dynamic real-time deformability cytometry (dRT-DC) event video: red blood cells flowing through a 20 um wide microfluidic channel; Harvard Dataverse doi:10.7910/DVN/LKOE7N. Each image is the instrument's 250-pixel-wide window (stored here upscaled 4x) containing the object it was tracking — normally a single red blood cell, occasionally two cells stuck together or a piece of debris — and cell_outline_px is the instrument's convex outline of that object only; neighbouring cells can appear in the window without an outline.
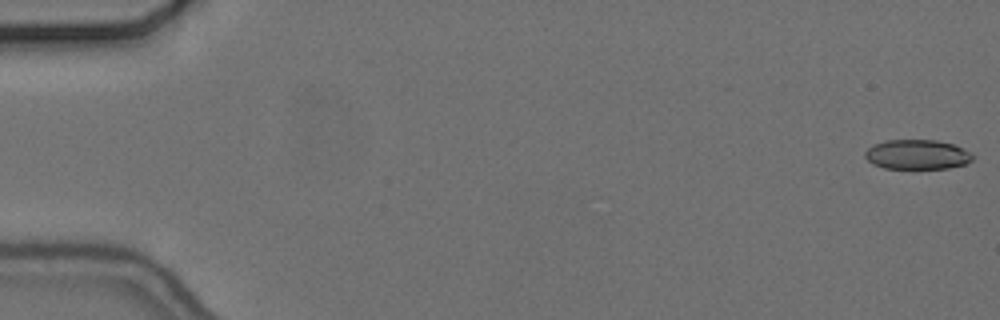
{"species": "common noctule bat (a hibernating species)", "species_latin": "Nyctalus noctula", "temperature_condition": "cold", "stored_images_in_passage": 13, "camera_frame_rate_fps": 3000, "um_per_image_px": 0.085, "animal": {"sex": "female", "body_mass_g": 24.6, "forearm_length_mm": 56.2}, "frame": {"image": 1, "passage_image": 1, "time_ms": 0.0, "image_size_px": [1000, 320], "cell_outline_px": [[976, 156], [968, 164], [948, 168], [912, 172], [884, 168], [872, 164], [864, 156], [864, 152], [872, 144], [888, 140], [936, 140], [952, 144], [972, 152]], "centroid_in_image_um": [77.97, 13.19], "position_along_channel_um": 7.0, "area_um2": 19.71}}